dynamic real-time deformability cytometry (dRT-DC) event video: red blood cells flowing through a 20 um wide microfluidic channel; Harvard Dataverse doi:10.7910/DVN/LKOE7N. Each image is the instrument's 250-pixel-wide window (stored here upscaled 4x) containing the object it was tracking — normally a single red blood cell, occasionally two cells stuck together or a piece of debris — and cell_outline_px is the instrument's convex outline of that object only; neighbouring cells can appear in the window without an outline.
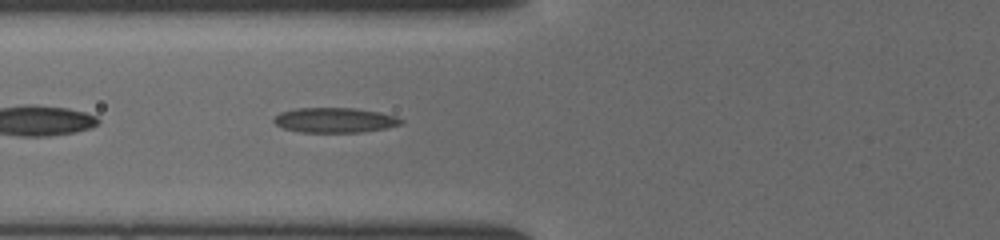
{"species": "common noctule bat (a hibernating species)", "species_latin": "Nyctalus noctula", "temperature_condition": "cold", "stored_images_in_passage": 17, "segment_of_instrument_passage": [2, 2], "camera_frame_rate_fps": 3000, "um_per_image_px": 0.085, "animal": {"sex": "female", "body_mass_g": 19.5, "forearm_length_mm": 54.1}, "frame": {"image": 1, "passage_image": 17, "time_ms": 7.333, "image_size_px": [1000, 240], "cell_outline_px": [[404, 120], [400, 124], [388, 128], [364, 132], [300, 132], [284, 128], [276, 124], [272, 120], [280, 112], [296, 108], [352, 108], [380, 112], [396, 116]], "centroid_in_image_um": [28.47, 10.21], "position_along_channel_um": 97.3, "area_um2": 18.5}}